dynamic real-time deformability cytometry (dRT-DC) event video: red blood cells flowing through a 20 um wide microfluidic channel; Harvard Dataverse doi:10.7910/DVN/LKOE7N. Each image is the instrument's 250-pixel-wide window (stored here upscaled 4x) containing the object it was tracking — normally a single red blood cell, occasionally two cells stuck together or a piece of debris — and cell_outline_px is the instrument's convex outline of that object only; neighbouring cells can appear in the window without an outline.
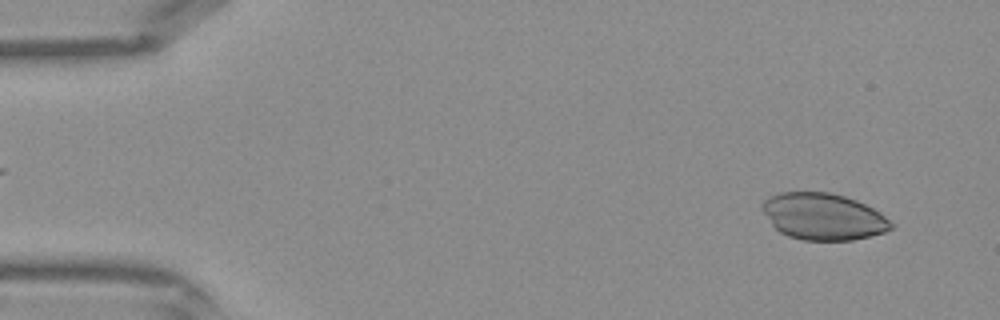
{"species": "Egyptian fruit bat (a non-hibernating species)", "species_latin": "Rousettus aegyptiacus", "temperature_condition": "warm", "stored_images_in_passage": 42, "camera_frame_rate_fps": 3000, "um_per_image_px": 0.085, "frame": {"image": 1, "passage_image": 3, "time_ms": 0.667, "image_size_px": [1000, 320], "cell_outline_px": [[896, 224], [892, 228], [884, 232], [852, 240], [800, 240], [788, 236], [780, 232], [772, 224], [760, 208], [760, 204], [768, 196], [780, 192], [828, 192], [844, 196], [856, 200], [880, 212]], "centroid_in_image_um": [69.96, 18.4], "position_along_channel_um": 15.0, "area_um2": 35.14}}
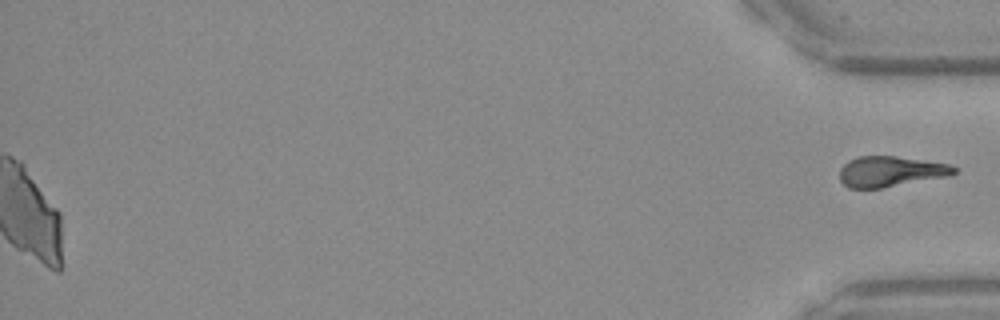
{"frame": {"image": 2, "passage_image": 42, "time_ms": 13.667, "image_size_px": [1000, 320], "cell_outline_px": [[956, 172], [948, 176], [880, 188], [848, 188], [840, 180], [840, 168], [848, 160], [860, 156], [896, 156], [948, 164], [956, 168]], "centroid_in_image_um": [75.66, 14.57], "position_along_channel_um": 359.5, "area_um2": 20.11}}